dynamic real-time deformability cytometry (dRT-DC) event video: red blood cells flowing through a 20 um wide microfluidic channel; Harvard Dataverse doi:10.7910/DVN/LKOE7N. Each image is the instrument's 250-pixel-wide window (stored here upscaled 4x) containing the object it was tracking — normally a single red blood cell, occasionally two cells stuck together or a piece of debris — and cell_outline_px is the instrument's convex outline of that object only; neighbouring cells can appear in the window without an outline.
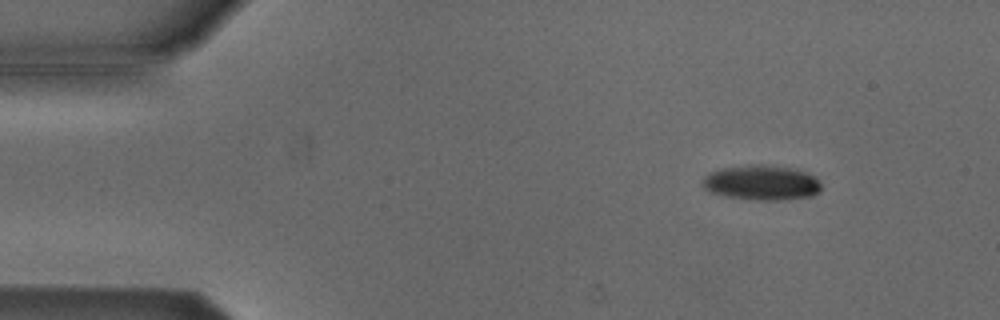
{"species": "Egyptian fruit bat (a non-hibernating species)", "species_latin": "Rousettus aegyptiacus", "temperature_condition": "cold", "stored_images_in_passage": 16, "camera_frame_rate_fps": 3000, "um_per_image_px": 0.085, "animal": {"sex": "male"}, "frame": {"image": 1, "passage_image": 1, "time_ms": 0.0, "image_size_px": [1000, 320], "cell_outline_px": [[820, 188], [812, 196], [784, 200], [752, 200], [724, 196], [708, 192], [700, 184], [704, 176], [708, 172], [720, 168], [748, 164], [764, 164], [796, 168], [816, 176], [820, 180]], "centroid_in_image_um": [64.69, 15.51], "position_along_channel_um": 20.3, "area_um2": 24.85}}
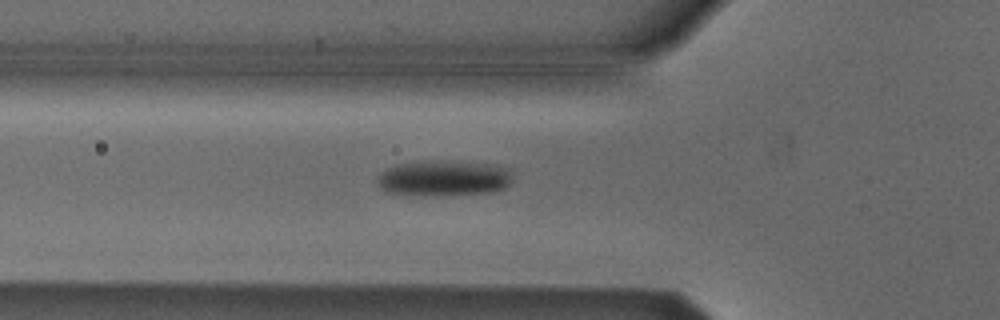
{"frame": {"image": 2, "passage_image": 13, "time_ms": 4.0, "image_size_px": [1000, 320], "cell_outline_px": [[512, 180], [504, 188], [492, 192], [424, 196], [388, 192], [380, 188], [376, 180], [376, 176], [380, 172], [396, 164], [496, 164], [508, 168], [512, 176]], "centroid_in_image_um": [37.71, 15.21], "position_along_channel_um": 88.1, "area_um2": 26.88}}
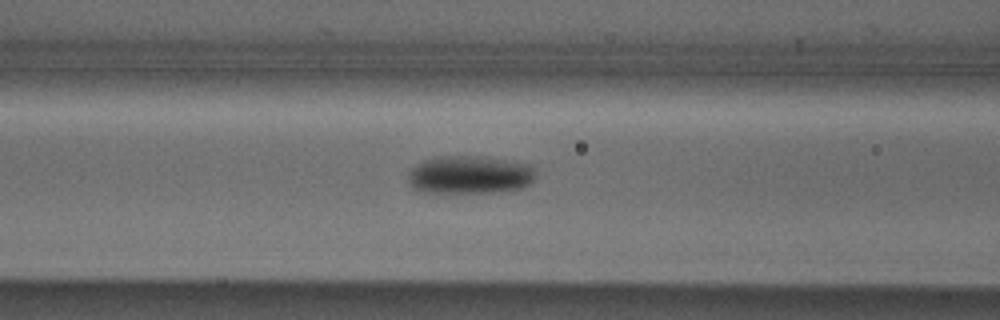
{"frame": {"image": 3, "passage_image": 16, "time_ms": 5.0, "image_size_px": [1000, 320], "cell_outline_px": [[532, 184], [524, 188], [492, 192], [424, 192], [412, 188], [408, 184], [408, 172], [416, 164], [424, 160], [440, 156], [488, 156], [528, 164], [532, 168]], "centroid_in_image_um": [39.88, 14.85], "position_along_channel_um": 126.7, "area_um2": 28.38}}